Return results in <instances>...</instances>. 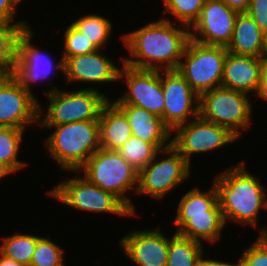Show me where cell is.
I'll list each match as a JSON object with an SVG mask.
<instances>
[{
    "label": "cell",
    "instance_id": "1",
    "mask_svg": "<svg viewBox=\"0 0 267 266\" xmlns=\"http://www.w3.org/2000/svg\"><path fill=\"white\" fill-rule=\"evenodd\" d=\"M121 34L123 63L143 70H176L190 40V28L163 18Z\"/></svg>",
    "mask_w": 267,
    "mask_h": 266
},
{
    "label": "cell",
    "instance_id": "2",
    "mask_svg": "<svg viewBox=\"0 0 267 266\" xmlns=\"http://www.w3.org/2000/svg\"><path fill=\"white\" fill-rule=\"evenodd\" d=\"M213 178L226 226L228 222L237 226H252L258 228V235L267 236V224L258 227L262 209L267 210V185H263L260 177L249 171L247 162L241 160L228 166Z\"/></svg>",
    "mask_w": 267,
    "mask_h": 266
},
{
    "label": "cell",
    "instance_id": "3",
    "mask_svg": "<svg viewBox=\"0 0 267 266\" xmlns=\"http://www.w3.org/2000/svg\"><path fill=\"white\" fill-rule=\"evenodd\" d=\"M50 130L43 146L58 168L78 171L100 149L99 121L85 120L62 125H38Z\"/></svg>",
    "mask_w": 267,
    "mask_h": 266
},
{
    "label": "cell",
    "instance_id": "4",
    "mask_svg": "<svg viewBox=\"0 0 267 266\" xmlns=\"http://www.w3.org/2000/svg\"><path fill=\"white\" fill-rule=\"evenodd\" d=\"M48 82L44 85L49 87L41 93L49 103L43 106L39 102L38 125H62L85 120H99L103 106L110 100V97L112 98L104 91L84 87L72 90L59 89V86L52 84V81Z\"/></svg>",
    "mask_w": 267,
    "mask_h": 266
},
{
    "label": "cell",
    "instance_id": "5",
    "mask_svg": "<svg viewBox=\"0 0 267 266\" xmlns=\"http://www.w3.org/2000/svg\"><path fill=\"white\" fill-rule=\"evenodd\" d=\"M78 171L94 185L113 193L134 216H139L131 198L137 192L139 171L118 151L100 148Z\"/></svg>",
    "mask_w": 267,
    "mask_h": 266
},
{
    "label": "cell",
    "instance_id": "6",
    "mask_svg": "<svg viewBox=\"0 0 267 266\" xmlns=\"http://www.w3.org/2000/svg\"><path fill=\"white\" fill-rule=\"evenodd\" d=\"M72 172L71 177L66 178L54 185L47 196L55 199L56 202L68 206L76 211L100 214H111L123 218L134 217L130 209L113 193L102 190L98 186L91 183L79 171Z\"/></svg>",
    "mask_w": 267,
    "mask_h": 266
},
{
    "label": "cell",
    "instance_id": "7",
    "mask_svg": "<svg viewBox=\"0 0 267 266\" xmlns=\"http://www.w3.org/2000/svg\"><path fill=\"white\" fill-rule=\"evenodd\" d=\"M252 96L227 89L214 88L200 96L199 116L211 123L227 128L239 140L251 128L255 115ZM253 101V102H252Z\"/></svg>",
    "mask_w": 267,
    "mask_h": 266
},
{
    "label": "cell",
    "instance_id": "8",
    "mask_svg": "<svg viewBox=\"0 0 267 266\" xmlns=\"http://www.w3.org/2000/svg\"><path fill=\"white\" fill-rule=\"evenodd\" d=\"M191 165L171 145L160 150L155 158L138 174L137 195L153 198L155 201L163 202V199L172 193L187 179H191ZM166 195V196H165Z\"/></svg>",
    "mask_w": 267,
    "mask_h": 266
},
{
    "label": "cell",
    "instance_id": "9",
    "mask_svg": "<svg viewBox=\"0 0 267 266\" xmlns=\"http://www.w3.org/2000/svg\"><path fill=\"white\" fill-rule=\"evenodd\" d=\"M227 52L226 47L206 45L190 39L176 70L201 96L221 87Z\"/></svg>",
    "mask_w": 267,
    "mask_h": 266
},
{
    "label": "cell",
    "instance_id": "10",
    "mask_svg": "<svg viewBox=\"0 0 267 266\" xmlns=\"http://www.w3.org/2000/svg\"><path fill=\"white\" fill-rule=\"evenodd\" d=\"M35 32L36 30L30 27L20 34L17 40L16 64L12 75L38 99L33 85H39L42 81L46 83L49 78L53 81L52 75L57 74L56 76H58L59 72L64 74V59L60 54V58L57 60L56 56L51 55V52L43 50L38 44L34 45L32 40L37 35Z\"/></svg>",
    "mask_w": 267,
    "mask_h": 266
},
{
    "label": "cell",
    "instance_id": "11",
    "mask_svg": "<svg viewBox=\"0 0 267 266\" xmlns=\"http://www.w3.org/2000/svg\"><path fill=\"white\" fill-rule=\"evenodd\" d=\"M175 134V135H174ZM238 138L227 128L208 122L200 116L178 126L172 132V146L192 166L195 155H203L227 148L238 142Z\"/></svg>",
    "mask_w": 267,
    "mask_h": 266
},
{
    "label": "cell",
    "instance_id": "12",
    "mask_svg": "<svg viewBox=\"0 0 267 266\" xmlns=\"http://www.w3.org/2000/svg\"><path fill=\"white\" fill-rule=\"evenodd\" d=\"M119 82L122 83L121 86L126 85L127 88L122 94L120 93V97L110 98L115 105H134L163 119L164 97L161 71L135 69L123 63L119 72Z\"/></svg>",
    "mask_w": 267,
    "mask_h": 266
},
{
    "label": "cell",
    "instance_id": "13",
    "mask_svg": "<svg viewBox=\"0 0 267 266\" xmlns=\"http://www.w3.org/2000/svg\"><path fill=\"white\" fill-rule=\"evenodd\" d=\"M103 49H98L94 52L72 56L64 59V81L65 84H86L85 89H93L102 91L100 89L103 85L119 83V72L123 64V56L120 57V64L118 60L115 62L110 56L103 53ZM89 84V87H87ZM97 84V87H95ZM100 84V85H99ZM93 86V87H92ZM99 86V88H98ZM98 88V89H97Z\"/></svg>",
    "mask_w": 267,
    "mask_h": 266
},
{
    "label": "cell",
    "instance_id": "14",
    "mask_svg": "<svg viewBox=\"0 0 267 266\" xmlns=\"http://www.w3.org/2000/svg\"><path fill=\"white\" fill-rule=\"evenodd\" d=\"M163 122L173 132L178 126L199 117L200 96L177 70H162Z\"/></svg>",
    "mask_w": 267,
    "mask_h": 266
},
{
    "label": "cell",
    "instance_id": "15",
    "mask_svg": "<svg viewBox=\"0 0 267 266\" xmlns=\"http://www.w3.org/2000/svg\"><path fill=\"white\" fill-rule=\"evenodd\" d=\"M38 124L39 99L29 93L12 74H7L0 81V126L28 132L29 127L38 128Z\"/></svg>",
    "mask_w": 267,
    "mask_h": 266
},
{
    "label": "cell",
    "instance_id": "16",
    "mask_svg": "<svg viewBox=\"0 0 267 266\" xmlns=\"http://www.w3.org/2000/svg\"><path fill=\"white\" fill-rule=\"evenodd\" d=\"M161 225L130 230L119 238L120 250L133 263L132 266H166L169 235L164 234Z\"/></svg>",
    "mask_w": 267,
    "mask_h": 266
},
{
    "label": "cell",
    "instance_id": "17",
    "mask_svg": "<svg viewBox=\"0 0 267 266\" xmlns=\"http://www.w3.org/2000/svg\"><path fill=\"white\" fill-rule=\"evenodd\" d=\"M238 13L222 0H205L199 19L190 28V39L227 48Z\"/></svg>",
    "mask_w": 267,
    "mask_h": 266
},
{
    "label": "cell",
    "instance_id": "18",
    "mask_svg": "<svg viewBox=\"0 0 267 266\" xmlns=\"http://www.w3.org/2000/svg\"><path fill=\"white\" fill-rule=\"evenodd\" d=\"M262 62L263 58L235 55L227 52L221 87L240 91L254 97L259 86Z\"/></svg>",
    "mask_w": 267,
    "mask_h": 266
},
{
    "label": "cell",
    "instance_id": "19",
    "mask_svg": "<svg viewBox=\"0 0 267 266\" xmlns=\"http://www.w3.org/2000/svg\"><path fill=\"white\" fill-rule=\"evenodd\" d=\"M127 117L132 136L153 143L159 150L172 145V131L163 119L134 105H116Z\"/></svg>",
    "mask_w": 267,
    "mask_h": 266
},
{
    "label": "cell",
    "instance_id": "20",
    "mask_svg": "<svg viewBox=\"0 0 267 266\" xmlns=\"http://www.w3.org/2000/svg\"><path fill=\"white\" fill-rule=\"evenodd\" d=\"M209 190H201L199 185H195L191 190H187L176 204V215L171 221L177 232L188 220L189 216L208 215V211H222L218 202V192L214 182Z\"/></svg>",
    "mask_w": 267,
    "mask_h": 266
},
{
    "label": "cell",
    "instance_id": "21",
    "mask_svg": "<svg viewBox=\"0 0 267 266\" xmlns=\"http://www.w3.org/2000/svg\"><path fill=\"white\" fill-rule=\"evenodd\" d=\"M264 33L247 13H238L227 51L235 55L265 58Z\"/></svg>",
    "mask_w": 267,
    "mask_h": 266
},
{
    "label": "cell",
    "instance_id": "22",
    "mask_svg": "<svg viewBox=\"0 0 267 266\" xmlns=\"http://www.w3.org/2000/svg\"><path fill=\"white\" fill-rule=\"evenodd\" d=\"M100 148L118 150L132 136L125 114L109 100L99 116Z\"/></svg>",
    "mask_w": 267,
    "mask_h": 266
},
{
    "label": "cell",
    "instance_id": "23",
    "mask_svg": "<svg viewBox=\"0 0 267 266\" xmlns=\"http://www.w3.org/2000/svg\"><path fill=\"white\" fill-rule=\"evenodd\" d=\"M225 228L222 211H208V215L189 216V220L176 233L215 246V243L222 241Z\"/></svg>",
    "mask_w": 267,
    "mask_h": 266
},
{
    "label": "cell",
    "instance_id": "24",
    "mask_svg": "<svg viewBox=\"0 0 267 266\" xmlns=\"http://www.w3.org/2000/svg\"><path fill=\"white\" fill-rule=\"evenodd\" d=\"M205 245L199 241L178 235L169 236L166 266H196L205 256Z\"/></svg>",
    "mask_w": 267,
    "mask_h": 266
},
{
    "label": "cell",
    "instance_id": "25",
    "mask_svg": "<svg viewBox=\"0 0 267 266\" xmlns=\"http://www.w3.org/2000/svg\"><path fill=\"white\" fill-rule=\"evenodd\" d=\"M78 15V18L71 20V25L77 29L80 33L84 34L85 37L90 40L97 49L105 50V46L109 44L111 40V34L113 22L107 16H102L99 13H86L85 15Z\"/></svg>",
    "mask_w": 267,
    "mask_h": 266
},
{
    "label": "cell",
    "instance_id": "26",
    "mask_svg": "<svg viewBox=\"0 0 267 266\" xmlns=\"http://www.w3.org/2000/svg\"><path fill=\"white\" fill-rule=\"evenodd\" d=\"M34 233L15 232L1 237L0 254L25 266H30L38 239Z\"/></svg>",
    "mask_w": 267,
    "mask_h": 266
},
{
    "label": "cell",
    "instance_id": "27",
    "mask_svg": "<svg viewBox=\"0 0 267 266\" xmlns=\"http://www.w3.org/2000/svg\"><path fill=\"white\" fill-rule=\"evenodd\" d=\"M25 133L23 129L0 126V162L9 165L17 174L29 163L19 158Z\"/></svg>",
    "mask_w": 267,
    "mask_h": 266
},
{
    "label": "cell",
    "instance_id": "28",
    "mask_svg": "<svg viewBox=\"0 0 267 266\" xmlns=\"http://www.w3.org/2000/svg\"><path fill=\"white\" fill-rule=\"evenodd\" d=\"M30 23L0 22V68L12 74L16 64L17 40Z\"/></svg>",
    "mask_w": 267,
    "mask_h": 266
},
{
    "label": "cell",
    "instance_id": "29",
    "mask_svg": "<svg viewBox=\"0 0 267 266\" xmlns=\"http://www.w3.org/2000/svg\"><path fill=\"white\" fill-rule=\"evenodd\" d=\"M163 19L178 23L188 28L199 19L205 0H162ZM170 15L165 17L164 15Z\"/></svg>",
    "mask_w": 267,
    "mask_h": 266
},
{
    "label": "cell",
    "instance_id": "30",
    "mask_svg": "<svg viewBox=\"0 0 267 266\" xmlns=\"http://www.w3.org/2000/svg\"><path fill=\"white\" fill-rule=\"evenodd\" d=\"M117 151L130 165L140 171L155 158L160 150L153 143L131 136Z\"/></svg>",
    "mask_w": 267,
    "mask_h": 266
},
{
    "label": "cell",
    "instance_id": "31",
    "mask_svg": "<svg viewBox=\"0 0 267 266\" xmlns=\"http://www.w3.org/2000/svg\"><path fill=\"white\" fill-rule=\"evenodd\" d=\"M50 236H41L38 239L30 266H66V249L50 239Z\"/></svg>",
    "mask_w": 267,
    "mask_h": 266
},
{
    "label": "cell",
    "instance_id": "32",
    "mask_svg": "<svg viewBox=\"0 0 267 266\" xmlns=\"http://www.w3.org/2000/svg\"><path fill=\"white\" fill-rule=\"evenodd\" d=\"M63 31V48L62 51H60L63 59H68L72 56L88 54L98 50L94 44L85 37L84 34L80 33L71 24H68L66 28H63Z\"/></svg>",
    "mask_w": 267,
    "mask_h": 266
},
{
    "label": "cell",
    "instance_id": "33",
    "mask_svg": "<svg viewBox=\"0 0 267 266\" xmlns=\"http://www.w3.org/2000/svg\"><path fill=\"white\" fill-rule=\"evenodd\" d=\"M233 266H267V236L257 235L255 241L250 242L242 250L240 258H237Z\"/></svg>",
    "mask_w": 267,
    "mask_h": 266
},
{
    "label": "cell",
    "instance_id": "34",
    "mask_svg": "<svg viewBox=\"0 0 267 266\" xmlns=\"http://www.w3.org/2000/svg\"><path fill=\"white\" fill-rule=\"evenodd\" d=\"M247 13L263 33L267 32V0H251Z\"/></svg>",
    "mask_w": 267,
    "mask_h": 266
},
{
    "label": "cell",
    "instance_id": "35",
    "mask_svg": "<svg viewBox=\"0 0 267 266\" xmlns=\"http://www.w3.org/2000/svg\"><path fill=\"white\" fill-rule=\"evenodd\" d=\"M18 6L13 0H0V22H8V23H30L25 19L17 20L19 15Z\"/></svg>",
    "mask_w": 267,
    "mask_h": 266
},
{
    "label": "cell",
    "instance_id": "36",
    "mask_svg": "<svg viewBox=\"0 0 267 266\" xmlns=\"http://www.w3.org/2000/svg\"><path fill=\"white\" fill-rule=\"evenodd\" d=\"M260 98V100L267 102V57L263 58V62L260 69V78H259V86L254 94L256 99Z\"/></svg>",
    "mask_w": 267,
    "mask_h": 266
},
{
    "label": "cell",
    "instance_id": "37",
    "mask_svg": "<svg viewBox=\"0 0 267 266\" xmlns=\"http://www.w3.org/2000/svg\"><path fill=\"white\" fill-rule=\"evenodd\" d=\"M231 9L236 10L239 13L247 12L251 0H222Z\"/></svg>",
    "mask_w": 267,
    "mask_h": 266
},
{
    "label": "cell",
    "instance_id": "38",
    "mask_svg": "<svg viewBox=\"0 0 267 266\" xmlns=\"http://www.w3.org/2000/svg\"><path fill=\"white\" fill-rule=\"evenodd\" d=\"M196 266H233V264L231 261H221L218 258L215 259L211 257V255L206 254L205 257Z\"/></svg>",
    "mask_w": 267,
    "mask_h": 266
},
{
    "label": "cell",
    "instance_id": "39",
    "mask_svg": "<svg viewBox=\"0 0 267 266\" xmlns=\"http://www.w3.org/2000/svg\"><path fill=\"white\" fill-rule=\"evenodd\" d=\"M16 175V172L6 163L0 162V180H5L7 176ZM1 182V181H0Z\"/></svg>",
    "mask_w": 267,
    "mask_h": 266
},
{
    "label": "cell",
    "instance_id": "40",
    "mask_svg": "<svg viewBox=\"0 0 267 266\" xmlns=\"http://www.w3.org/2000/svg\"><path fill=\"white\" fill-rule=\"evenodd\" d=\"M0 266H25L0 254Z\"/></svg>",
    "mask_w": 267,
    "mask_h": 266
},
{
    "label": "cell",
    "instance_id": "41",
    "mask_svg": "<svg viewBox=\"0 0 267 266\" xmlns=\"http://www.w3.org/2000/svg\"><path fill=\"white\" fill-rule=\"evenodd\" d=\"M263 43H264V54L266 58L267 57V32L264 33Z\"/></svg>",
    "mask_w": 267,
    "mask_h": 266
},
{
    "label": "cell",
    "instance_id": "42",
    "mask_svg": "<svg viewBox=\"0 0 267 266\" xmlns=\"http://www.w3.org/2000/svg\"><path fill=\"white\" fill-rule=\"evenodd\" d=\"M7 74L0 68V81L6 76Z\"/></svg>",
    "mask_w": 267,
    "mask_h": 266
},
{
    "label": "cell",
    "instance_id": "43",
    "mask_svg": "<svg viewBox=\"0 0 267 266\" xmlns=\"http://www.w3.org/2000/svg\"><path fill=\"white\" fill-rule=\"evenodd\" d=\"M15 3H16V5L18 6V7H20L19 5H21V3L23 2V4L25 3V1L26 0H13Z\"/></svg>",
    "mask_w": 267,
    "mask_h": 266
}]
</instances>
